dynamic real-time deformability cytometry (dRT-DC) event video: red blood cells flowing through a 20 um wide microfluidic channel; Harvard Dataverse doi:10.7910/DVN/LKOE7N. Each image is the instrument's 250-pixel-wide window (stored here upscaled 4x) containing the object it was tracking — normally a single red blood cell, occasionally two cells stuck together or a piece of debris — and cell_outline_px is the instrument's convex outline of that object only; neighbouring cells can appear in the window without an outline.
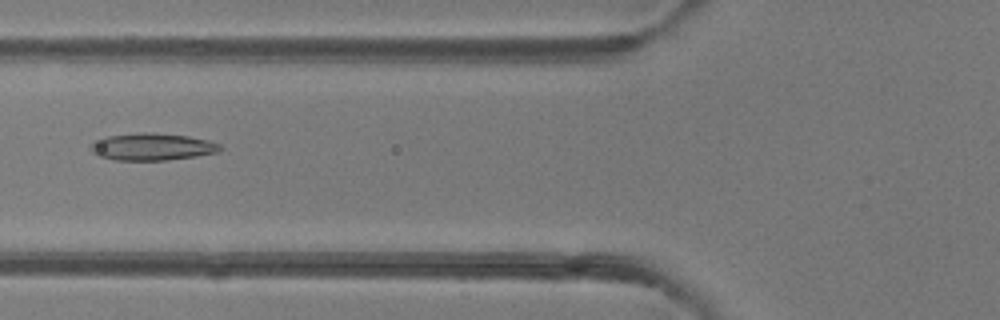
{"species": "common noctule bat (a hibernating species)", "species_latin": "Nyctalus noctula", "temperature_condition": "room temperature", "stored_images_in_passage": 49, "camera_frame_rate_fps": 3000, "um_per_image_px": 0.085, "animal": {"sex": "female"}, "frame": {"image": 1, "passage_image": 19, "time_ms": 6.0, "image_size_px": [1000, 320], "cell_outline_px": [[224, 148], [216, 152], [196, 156], [164, 160], [116, 160], [100, 156], [92, 152], [88, 148], [88, 144], [92, 140], [104, 136], [140, 132], [152, 132], [188, 136], [208, 140], [220, 144]], "centroid_in_image_um": [12.86, 12.46], "position_along_channel_um": 112.9, "area_um2": 20.75}}
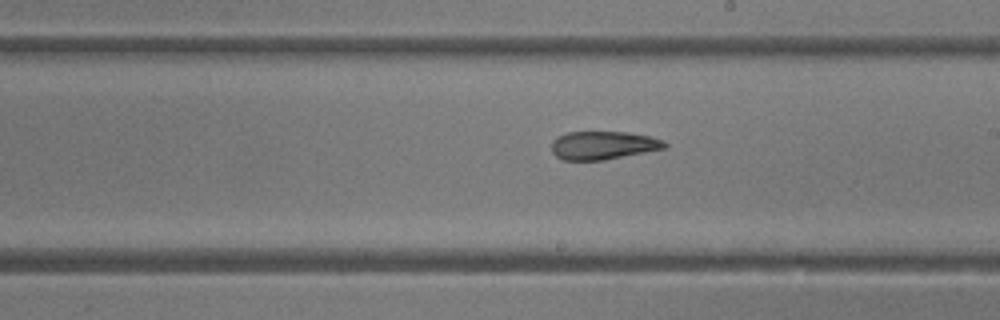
{"frame": {"image": 2, "passage_image": 28, "time_ms": 9.0, "image_size_px": [1000, 320], "cell_outline_px": [[668, 148], [604, 160], [564, 160], [556, 156], [552, 152], [552, 140], [556, 136], [568, 132], [628, 132], [648, 136], [664, 140], [668, 144]], "centroid_in_image_um": [51.28, 12.35], "position_along_channel_um": 237.7, "area_um2": 18.79}}
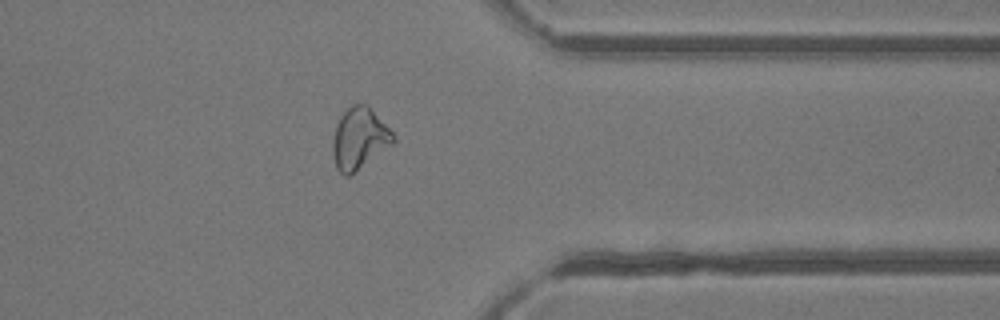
{"frame": {"image": 3, "passage_image": 39, "time_ms": 12.667, "image_size_px": [1000, 320], "cell_outline_px": [[396, 140], [392, 144], [352, 176], [344, 176], [336, 168], [332, 156], [332, 140], [336, 124], [340, 116], [352, 104], [368, 104], [396, 136]], "centroid_in_image_um": [30.53, 11.8], "position_along_channel_um": 380.9, "area_um2": 22.02}, "authors_computed_cell_mechanics": {"area_um2": 21.9062, "velocity_mm_per_s": 4.1547, "shape_relaxation_time_tau1_ms": null, "shape_relaxation_time_tau2_ms": 2.4298, "deformation_change_tau1": null, "deformation_change_tau2": 0.1125}}